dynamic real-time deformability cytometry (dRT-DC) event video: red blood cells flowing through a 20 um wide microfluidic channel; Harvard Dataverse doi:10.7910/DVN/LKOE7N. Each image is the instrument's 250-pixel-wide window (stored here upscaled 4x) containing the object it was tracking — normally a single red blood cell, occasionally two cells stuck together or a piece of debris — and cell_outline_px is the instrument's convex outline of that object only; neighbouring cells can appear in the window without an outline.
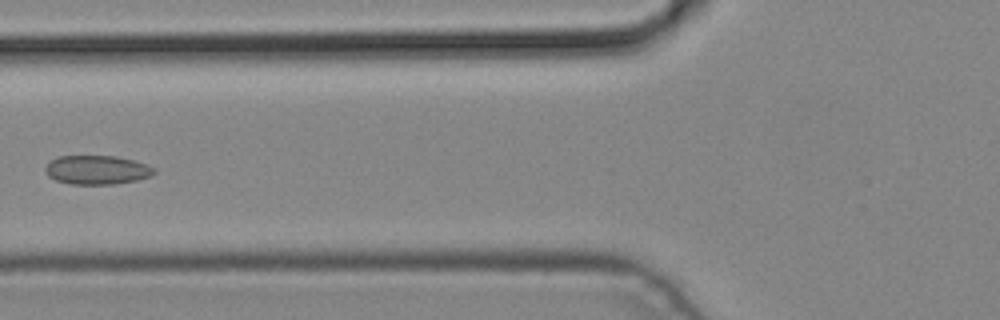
{"species": "common noctule bat (a hibernating species)", "species_latin": "Nyctalus noctula", "temperature_condition": "cold", "stored_images_in_passage": 6, "camera_frame_rate_fps": 3000, "um_per_image_px": 0.085, "animal": {"sex": "male", "body_mass_g": 19.2, "forearm_length_mm": 51.8}, "frame": {"image": 1, "passage_image": 5, "time_ms": 1.333, "image_size_px": [1000, 320], "cell_outline_px": [[156, 172], [152, 176], [136, 180], [116, 184], [72, 184], [56, 180], [48, 176], [44, 172], [44, 168], [56, 156], [116, 156], [148, 164], [156, 168]], "centroid_in_image_um": [8.26, 14.44], "position_along_channel_um": 117.5, "area_um2": 18.5}}
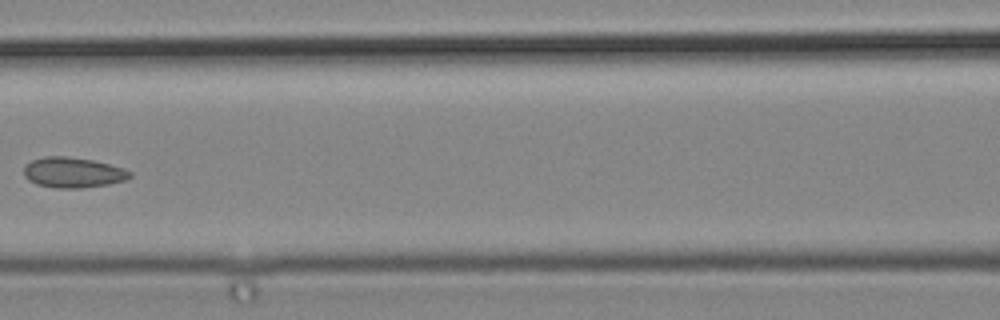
{"frame": {"image": 2, "passage_image": 6, "time_ms": 1.667, "image_size_px": [1000, 320], "cell_outline_px": [[132, 176], [124, 180], [108, 184], [80, 188], [56, 188], [36, 184], [28, 180], [24, 176], [24, 164], [32, 160], [44, 156], [64, 156], [92, 160], [124, 168], [132, 172]], "centroid_in_image_um": [6.17, 14.66], "position_along_channel_um": 160.4, "area_um2": 18.79}}